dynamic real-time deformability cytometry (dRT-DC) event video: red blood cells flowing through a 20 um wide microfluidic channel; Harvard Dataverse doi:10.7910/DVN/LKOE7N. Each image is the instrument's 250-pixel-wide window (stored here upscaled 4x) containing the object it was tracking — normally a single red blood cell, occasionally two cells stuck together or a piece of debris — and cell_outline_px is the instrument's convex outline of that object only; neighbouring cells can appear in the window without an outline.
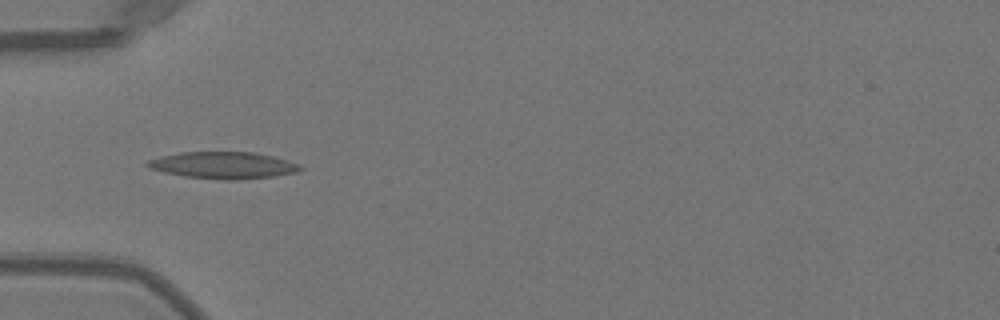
{"species": "Egyptian fruit bat (a non-hibernating species)", "species_latin": "Rousettus aegyptiacus", "temperature_condition": "warm", "stored_images_in_passage": 51, "camera_frame_rate_fps": 3000, "um_per_image_px": 0.085, "animal": {"sex": "female"}, "frame": {"image": 1, "passage_image": 17, "time_ms": 5.333, "image_size_px": [1000, 320], "cell_outline_px": [[304, 168], [296, 172], [272, 176], [232, 180], [220, 180], [184, 176], [164, 172], [148, 168], [144, 164], [148, 160], [160, 156], [180, 152], [252, 152], [272, 156], [288, 160], [300, 164]], "centroid_in_image_um": [18.95, 14.04], "position_along_channel_um": 66.1, "area_um2": 23.87}}
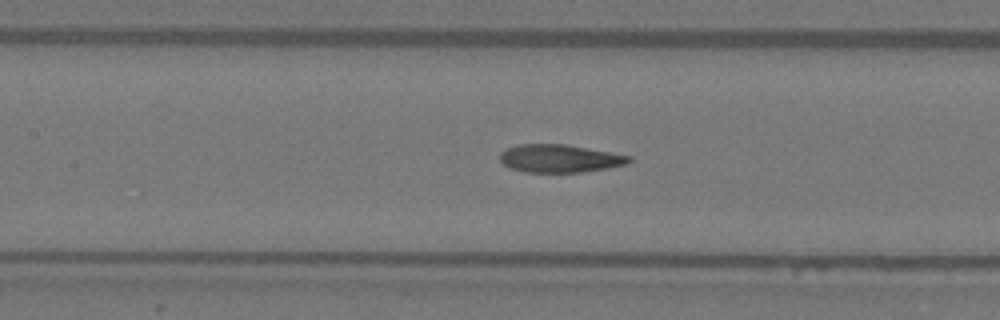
{"frame": {"image": 2, "passage_image": 24, "time_ms": 7.667, "image_size_px": [1000, 320], "cell_outline_px": [[632, 160], [628, 164], [608, 168], [584, 172], [524, 172], [508, 168], [500, 160], [500, 152], [508, 148], [520, 144], [564, 144], [632, 156]], "centroid_in_image_um": [47.58, 13.48], "position_along_channel_um": 159.8, "area_um2": 21.04}}
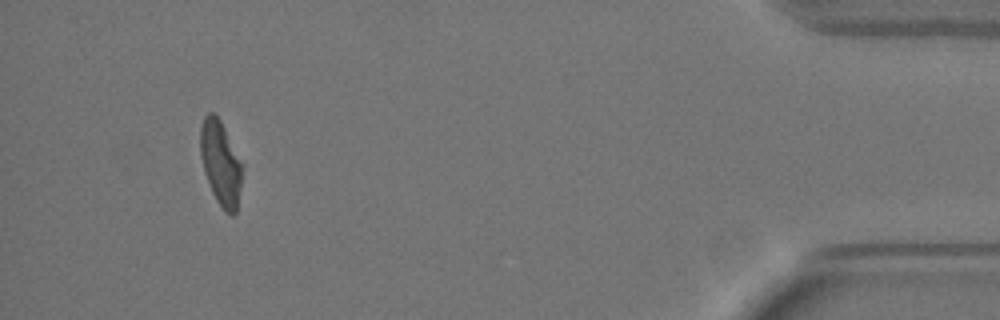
{"frame": {"image": 3, "passage_image": 48, "time_ms": 15.667, "image_size_px": [1000, 320], "cell_outline_px": [[244, 164], [236, 212], [232, 216], [224, 212], [216, 200], [212, 192], [204, 172], [200, 156], [200, 124], [204, 116], [208, 112], [212, 112], [220, 120]], "centroid_in_image_um": [18.76, 13.86], "position_along_channel_um": 416.4, "area_um2": 20.92}, "authors_computed_cell_mechanics": {"area_um2": 21.8484, "velocity_mm_per_s": 4.0294, "shape_relaxation_time_tau1_ms": 9.8606, "shape_relaxation_time_tau2_ms": 1.9308, "deformation_change_tau1": 0.2971, "deformation_change_tau2": 0.0993}}